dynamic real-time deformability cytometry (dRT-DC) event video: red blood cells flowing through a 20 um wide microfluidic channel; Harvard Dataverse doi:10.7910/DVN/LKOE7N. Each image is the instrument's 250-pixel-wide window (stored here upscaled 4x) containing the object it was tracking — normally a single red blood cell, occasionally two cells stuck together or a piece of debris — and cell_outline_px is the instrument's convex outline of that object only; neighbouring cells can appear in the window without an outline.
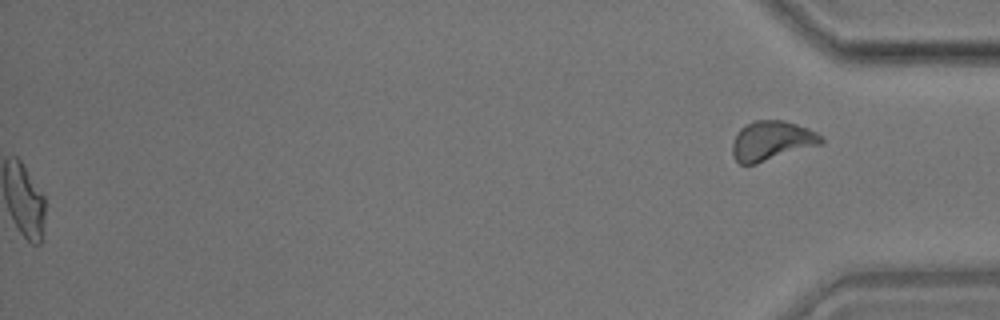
{"species": "common noctule bat (a hibernating species)", "species_latin": "Nyctalus noctula", "temperature_condition": "room temperature", "stored_images_in_passage": 51, "segment_of_instrument_passage": [2, 2], "camera_frame_rate_fps": 3000, "um_per_image_px": 0.085, "animal": {"sex": "male", "body_mass_g": 17.9}, "frame": {"image": 1, "passage_image": 51, "time_ms": 16.667, "image_size_px": [1000, 320], "cell_outline_px": [[824, 140], [820, 144], [756, 164], [740, 164], [732, 156], [732, 144], [740, 128], [756, 120], [780, 120], [796, 124], [808, 128], [824, 136]], "centroid_in_image_um": [65.59, 11.97], "position_along_channel_um": 369.6, "area_um2": 20.23}}